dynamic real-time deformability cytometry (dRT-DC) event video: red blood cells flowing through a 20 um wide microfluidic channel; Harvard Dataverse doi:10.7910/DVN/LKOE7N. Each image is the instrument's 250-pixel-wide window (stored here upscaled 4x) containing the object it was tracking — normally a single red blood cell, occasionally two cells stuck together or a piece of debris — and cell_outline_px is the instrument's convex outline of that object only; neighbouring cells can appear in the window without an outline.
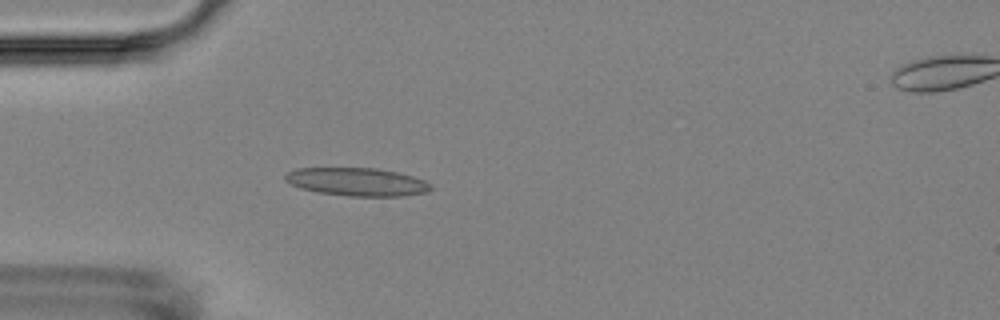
{"species": "Egyptian fruit bat (a non-hibernating species)", "species_latin": "Rousettus aegyptiacus", "temperature_condition": "room temperature", "stored_images_in_passage": 4, "camera_frame_rate_fps": 3000, "um_per_image_px": 0.085, "animal": {"sex": "female"}, "frame": {"image": 1, "passage_image": 4, "time_ms": 3.667, "image_size_px": [1000, 320], "cell_outline_px": [[432, 188], [428, 192], [404, 196], [348, 196], [316, 192], [300, 188], [284, 180], [284, 176], [288, 172], [296, 168], [376, 168], [396, 172], [412, 176], [424, 180], [432, 184]], "centroid_in_image_um": [30.35, 15.46], "position_along_channel_um": 54.6, "area_um2": 23.93}}